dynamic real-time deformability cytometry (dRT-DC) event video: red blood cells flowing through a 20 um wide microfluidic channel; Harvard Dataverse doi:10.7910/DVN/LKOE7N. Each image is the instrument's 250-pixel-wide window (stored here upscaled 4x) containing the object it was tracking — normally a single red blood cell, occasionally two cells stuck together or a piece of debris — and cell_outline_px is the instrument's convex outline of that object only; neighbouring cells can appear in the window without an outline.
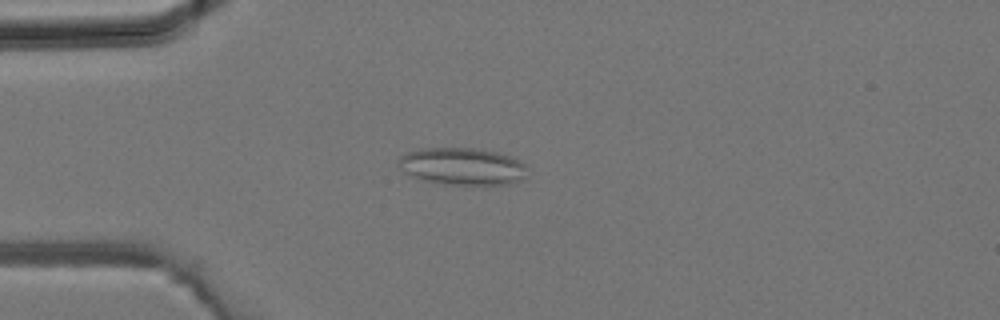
{"species": "common noctule bat (a hibernating species)", "species_latin": "Nyctalus noctula", "temperature_condition": "room temperature", "stored_images_in_passage": 38, "camera_frame_rate_fps": 3000, "um_per_image_px": 0.085, "animal": {"sex": "male", "body_mass_g": 19.2, "forearm_length_mm": 51.8}, "frame": {"image": 1, "passage_image": 10, "time_ms": 3.0, "image_size_px": [1000, 320], "cell_outline_px": [[524, 176], [520, 180], [508, 184], [484, 188], [444, 184], [424, 180], [412, 176], [404, 172], [400, 164], [400, 156], [408, 152], [420, 148], [472, 148], [496, 152], [508, 156], [524, 164]], "centroid_in_image_um": [39.3, 14.19], "position_along_channel_um": 45.7, "area_um2": 28.21}}
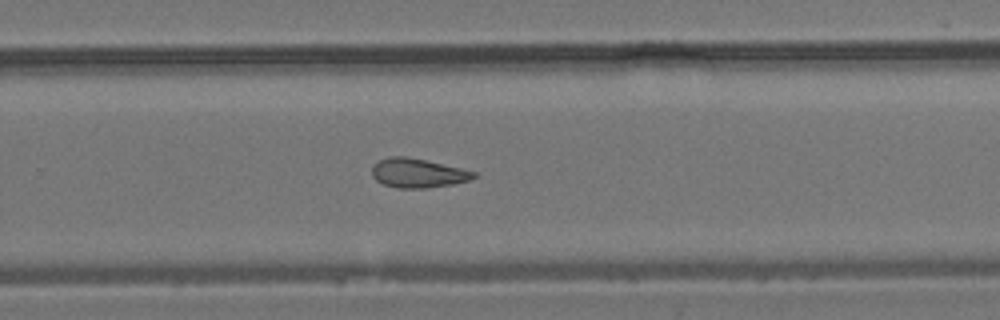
{"frame": {"image": 2, "passage_image": 25, "time_ms": 8.0, "image_size_px": [1000, 320], "cell_outline_px": [[476, 176], [468, 180], [452, 184], [424, 188], [396, 188], [384, 184], [376, 180], [372, 176], [372, 168], [380, 160], [392, 156], [404, 156], [424, 160], [460, 168], [476, 172]], "centroid_in_image_um": [35.49, 14.72], "position_along_channel_um": 294.3, "area_um2": 16.94}}
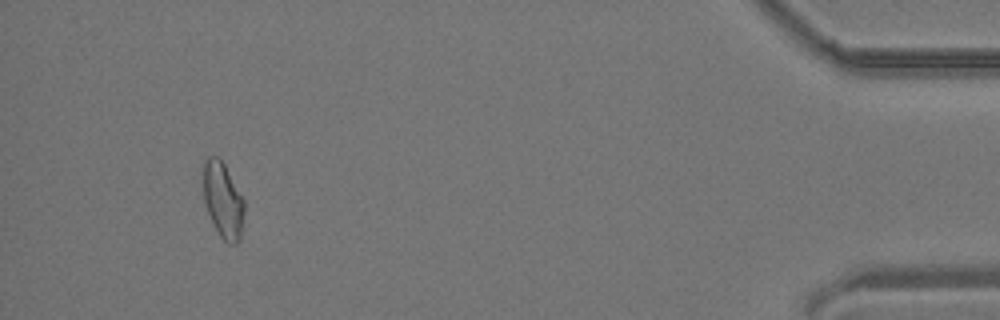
{"frame": {"image": 3, "passage_image": 36, "time_ms": 11.667, "image_size_px": [1000, 320], "cell_outline_px": [[244, 212], [240, 240], [236, 244], [228, 244], [220, 236], [212, 224], [204, 204], [204, 160], [208, 156], [220, 156], [244, 200]], "centroid_in_image_um": [18.95, 17.03], "position_along_channel_um": 416.3, "area_um2": 18.21}}